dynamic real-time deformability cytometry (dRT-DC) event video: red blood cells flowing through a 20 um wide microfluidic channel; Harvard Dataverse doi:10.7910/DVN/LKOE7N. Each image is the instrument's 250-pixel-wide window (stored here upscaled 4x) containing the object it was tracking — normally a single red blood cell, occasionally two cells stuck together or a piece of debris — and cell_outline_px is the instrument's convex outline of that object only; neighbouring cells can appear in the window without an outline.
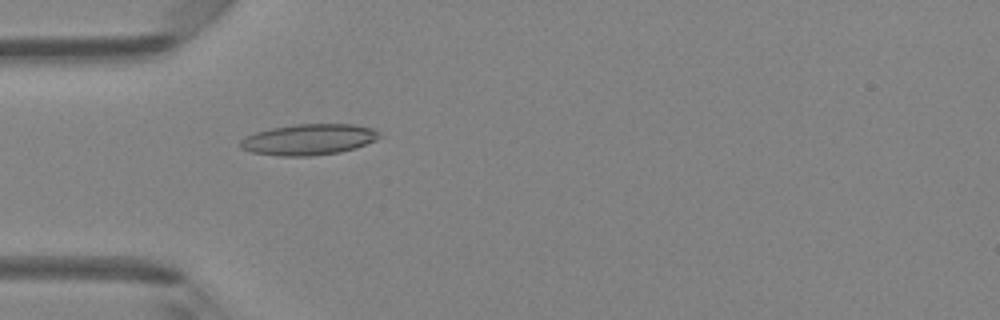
{"species": "Egyptian fruit bat (a non-hibernating species)", "species_latin": "Rousettus aegyptiacus", "temperature_condition": "room temperature", "stored_images_in_passage": 48, "camera_frame_rate_fps": 3000, "um_per_image_px": 0.085, "animal": {"sex": "female"}, "frame": {"image": 1, "passage_image": 15, "time_ms": 4.667, "image_size_px": [1000, 320], "cell_outline_px": [[380, 136], [376, 140], [356, 148], [340, 152], [308, 156], [280, 156], [252, 152], [240, 148], [240, 140], [256, 132], [272, 128], [296, 124], [356, 124], [372, 128], [380, 132]], "centroid_in_image_um": [26.27, 11.85], "position_along_channel_um": 58.7, "area_um2": 25.03}}
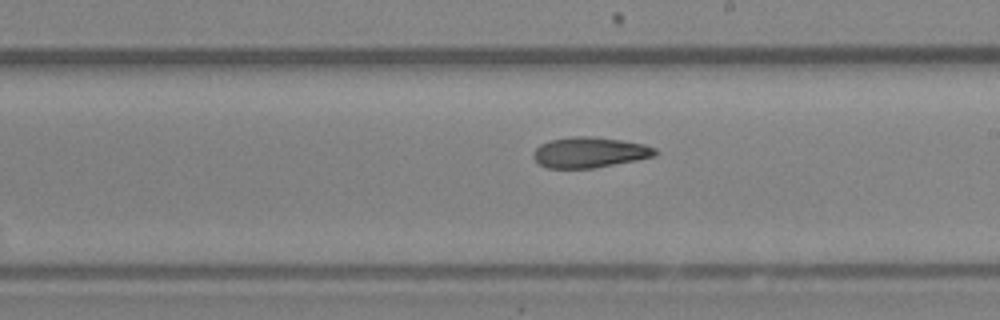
{"frame": {"image": 2, "passage_image": 28, "time_ms": 9.0, "image_size_px": [1000, 320], "cell_outline_px": [[660, 152], [656, 156], [636, 160], [592, 168], [548, 168], [540, 164], [532, 156], [532, 152], [540, 144], [548, 140], [572, 136], [596, 136], [644, 144], [656, 148]], "centroid_in_image_um": [50.12, 12.94], "position_along_channel_um": 238.9, "area_um2": 21.85}}
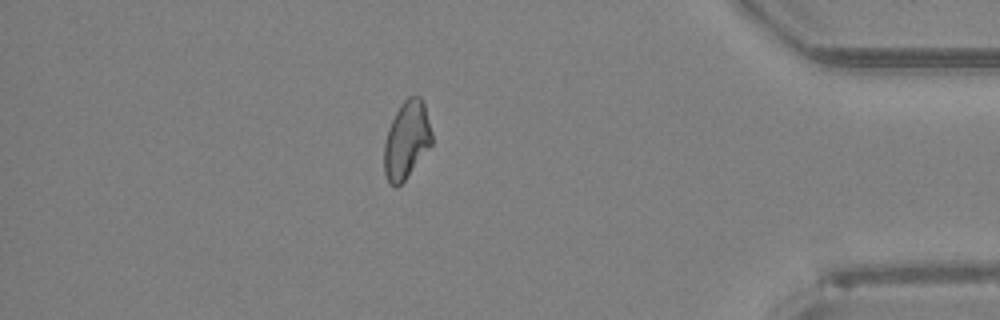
{"frame": {"image": 3, "passage_image": 42, "time_ms": 13.667, "image_size_px": [1000, 320], "cell_outline_px": [[432, 144], [404, 180], [396, 188], [388, 184], [384, 172], [384, 144], [388, 128], [400, 104], [408, 96], [420, 96], [424, 104], [432, 132]], "centroid_in_image_um": [34.54, 11.9], "position_along_channel_um": 400.7, "area_um2": 21.5}, "authors_computed_cell_mechanics": {"area_um2": 22.3108, "velocity_mm_per_s": 4.263, "shape_relaxation_time_tau1_ms": 6.5692, "shape_relaxation_time_tau2_ms": 6.7538, "deformation_change_tau1": 0.1596, "deformation_change_tau2": 0.1429}}